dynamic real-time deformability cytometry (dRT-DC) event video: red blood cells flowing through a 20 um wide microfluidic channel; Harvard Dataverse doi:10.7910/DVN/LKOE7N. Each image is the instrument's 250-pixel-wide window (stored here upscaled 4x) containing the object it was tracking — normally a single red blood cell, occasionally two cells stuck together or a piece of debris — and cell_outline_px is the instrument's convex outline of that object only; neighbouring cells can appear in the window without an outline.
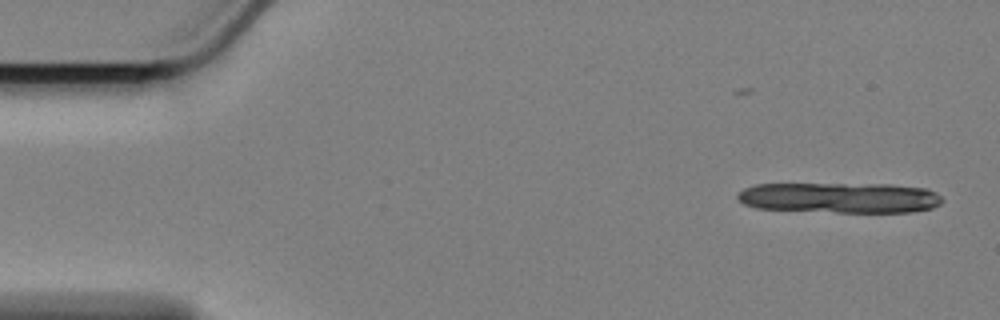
{"species": "Egyptian fruit bat (a non-hibernating species)", "species_latin": "Rousettus aegyptiacus", "temperature_condition": "cold", "stored_images_in_passage": 11, "camera_frame_rate_fps": 3000, "um_per_image_px": 0.085, "animal": {"sex": "female"}, "frame": {"image": 1, "passage_image": 1, "time_ms": 0.0, "image_size_px": [1000, 320], "cell_outline_px": [[944, 200], [940, 204], [932, 208], [912, 212], [836, 212], [756, 208], [744, 204], [736, 196], [736, 192], [744, 188], [756, 184], [892, 184], [928, 188], [936, 192]], "centroid_in_image_um": [71.41, 16.8], "position_along_channel_um": 13.6, "area_um2": 36.7}}